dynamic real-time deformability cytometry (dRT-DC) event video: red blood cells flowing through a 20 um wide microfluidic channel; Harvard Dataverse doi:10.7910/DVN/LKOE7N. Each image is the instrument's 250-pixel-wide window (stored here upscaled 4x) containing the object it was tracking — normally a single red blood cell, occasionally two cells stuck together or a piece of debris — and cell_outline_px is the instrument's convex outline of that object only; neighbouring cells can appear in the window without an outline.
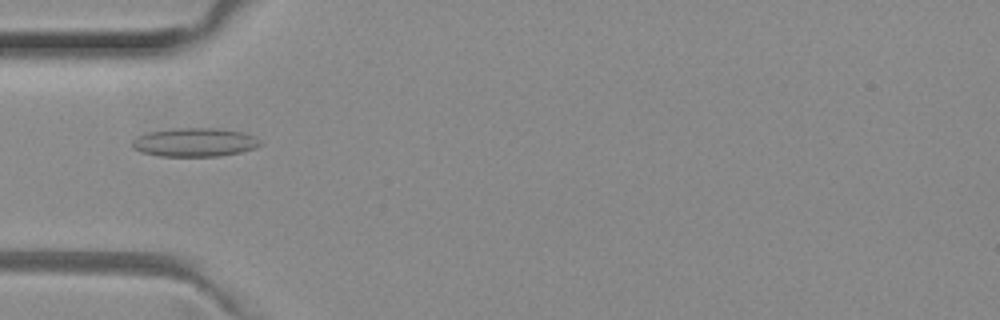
{"species": "common noctule bat (a hibernating species)", "species_latin": "Nyctalus noctula", "temperature_condition": "room temperature", "stored_images_in_passage": 39, "camera_frame_rate_fps": 3000, "um_per_image_px": 0.085, "animal": {"sex": "female", "body_mass_g": 29.2, "forearm_length_mm": 56.3}, "frame": {"image": 1, "passage_image": 4, "time_ms": 1.0, "image_size_px": [1000, 320], "cell_outline_px": [[260, 144], [256, 148], [240, 152], [220, 156], [160, 156], [140, 152], [132, 148], [132, 140], [136, 136], [148, 132], [172, 128], [216, 128], [244, 132], [256, 136], [260, 140]], "centroid_in_image_um": [16.53, 12.09], "position_along_channel_um": 68.5, "area_um2": 21.62}}
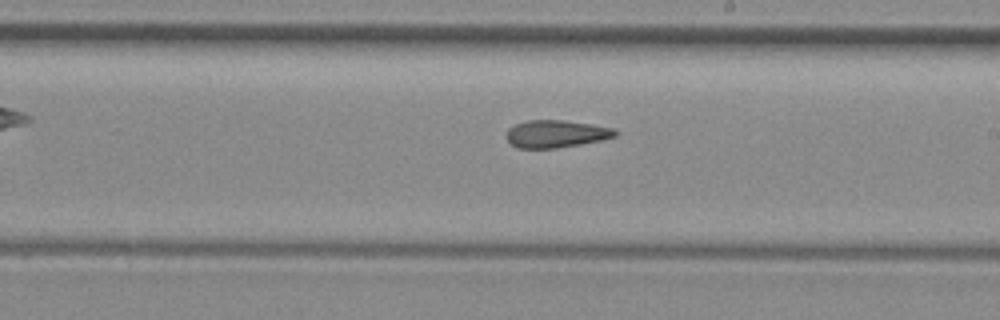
{"frame": {"image": 2, "passage_image": 17, "time_ms": 5.333, "image_size_px": [1000, 320], "cell_outline_px": [[620, 132], [616, 136], [600, 140], [580, 144], [556, 148], [516, 148], [504, 136], [508, 128], [516, 124], [528, 120], [564, 120], [612, 128]], "centroid_in_image_um": [47.22, 11.38], "position_along_channel_um": 241.8, "area_um2": 17.34}}
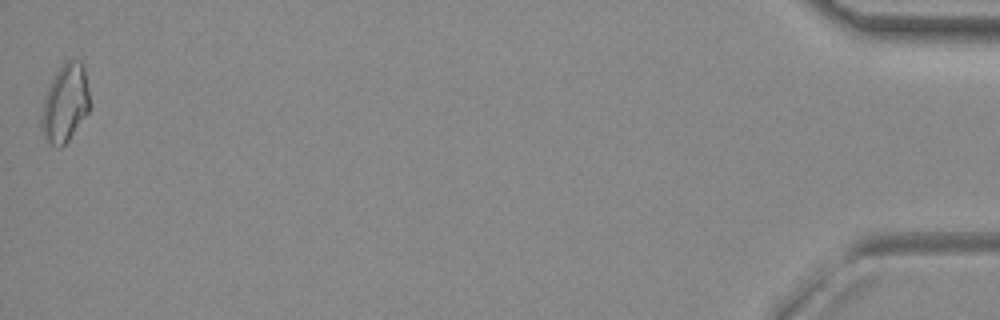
{"frame": {"image": 3, "passage_image": 39, "time_ms": 12.667, "image_size_px": [1000, 320], "cell_outline_px": [[88, 112], [68, 140], [60, 148], [52, 144], [40, 132], [40, 116], [44, 96], [56, 72], [64, 60], [72, 56], [80, 60], [84, 68], [88, 92]], "centroid_in_image_um": [5.5, 8.73], "position_along_channel_um": 429.7, "area_um2": 21.91}, "authors_computed_cell_mechanics": {"area_um2": 18.2648, "velocity_mm_per_s": 3.9884, "shape_relaxation_time_tau1_ms": null, "shape_relaxation_time_tau2_ms": 3.9698, "deformation_change_tau1": null, "deformation_change_tau2": 0.1097}}